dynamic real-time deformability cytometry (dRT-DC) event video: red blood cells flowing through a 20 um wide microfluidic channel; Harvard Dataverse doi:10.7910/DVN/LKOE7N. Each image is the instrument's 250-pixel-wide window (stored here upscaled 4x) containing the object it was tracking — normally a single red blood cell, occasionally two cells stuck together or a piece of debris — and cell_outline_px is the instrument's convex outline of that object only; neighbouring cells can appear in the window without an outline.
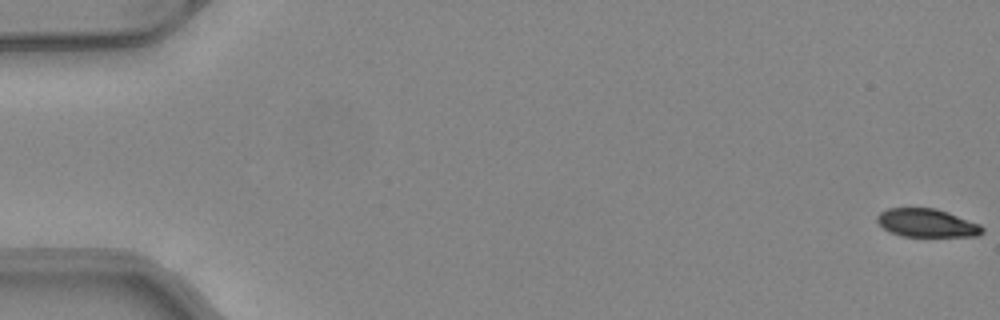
{"species": "common noctule bat (a hibernating species)", "species_latin": "Nyctalus noctula", "temperature_condition": "warm", "stored_images_in_passage": 9, "camera_frame_rate_fps": 3000, "um_per_image_px": 0.085, "animal": {"sex": "female", "body_mass_g": 24.6, "forearm_length_mm": 56.2}, "frame": {"image": 1, "passage_image": 1, "time_ms": 0.0, "image_size_px": [1000, 320], "cell_outline_px": [[984, 232], [980, 236], [900, 236], [888, 232], [876, 220], [876, 216], [880, 212], [888, 208], [936, 208], [948, 212], [980, 224], [984, 228]], "centroid_in_image_um": [78.78, 18.95], "position_along_channel_um": 6.2, "area_um2": 17.46}}